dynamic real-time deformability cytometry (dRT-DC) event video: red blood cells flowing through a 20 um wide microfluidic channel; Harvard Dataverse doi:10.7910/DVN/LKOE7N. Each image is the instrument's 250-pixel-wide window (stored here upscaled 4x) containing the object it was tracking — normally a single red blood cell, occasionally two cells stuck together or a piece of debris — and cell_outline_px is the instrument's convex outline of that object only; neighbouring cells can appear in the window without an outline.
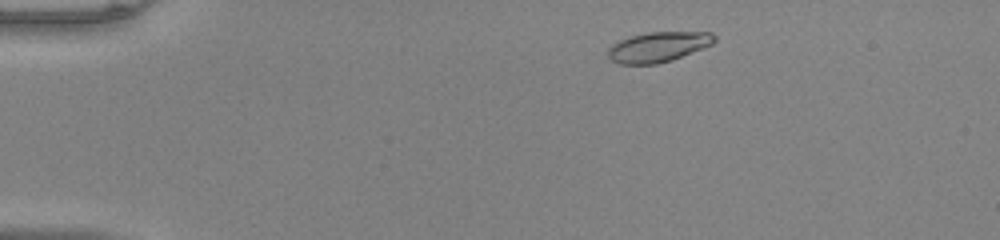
{"species": "common noctule bat (a hibernating species)", "species_latin": "Nyctalus noctula", "temperature_condition": "warm", "stored_images_in_passage": 46, "camera_frame_rate_fps": 3000, "um_per_image_px": 0.085, "animal": {"sex": "male", "body_mass_g": 20.0, "forearm_length_mm": 53.3}, "frame": {"image": 1, "passage_image": 4, "time_ms": 1.0, "image_size_px": [1000, 240], "cell_outline_px": [[716, 40], [712, 44], [672, 60], [656, 64], [620, 64], [612, 60], [608, 56], [608, 48], [612, 44], [620, 40], [632, 36], [648, 32], [712, 32], [716, 36]], "centroid_in_image_um": [55.95, 3.98], "position_along_channel_um": 29.0, "area_um2": 18.55}}
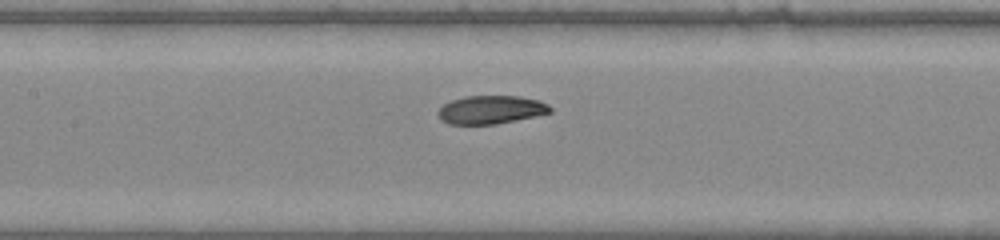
{"frame": {"image": 2, "passage_image": 20, "time_ms": 6.333, "image_size_px": [1000, 240], "cell_outline_px": [[552, 112], [536, 116], [496, 124], [448, 124], [440, 120], [436, 112], [444, 104], [452, 100], [464, 96], [520, 96], [540, 100], [548, 104], [552, 108]], "centroid_in_image_um": [41.73, 9.32], "position_along_channel_um": 165.7, "area_um2": 18.67}}
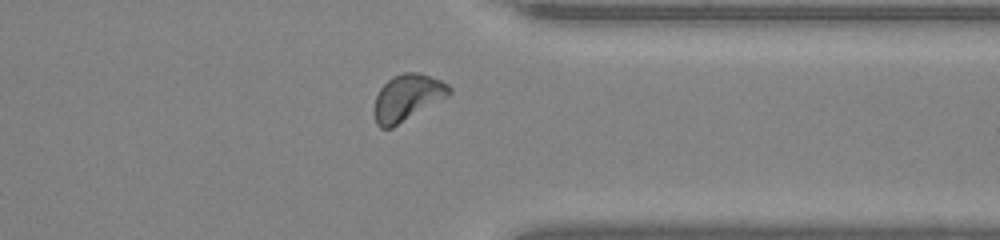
{"frame": {"image": 3, "passage_image": 36, "time_ms": 11.667, "image_size_px": [1000, 240], "cell_outline_px": [[452, 92], [448, 96], [392, 128], [380, 128], [376, 124], [372, 112], [372, 108], [376, 96], [380, 88], [392, 76], [404, 72], [420, 72], [440, 80], [448, 84], [452, 88]], "centroid_in_image_um": [34.59, 8.3], "position_along_channel_um": 376.8, "area_um2": 20.52}, "authors_computed_cell_mechanics": {"area_um2": 18.9584, "velocity_mm_per_s": 3.9995, "shape_relaxation_time_tau1_ms": 3.7916, "shape_relaxation_time_tau2_ms": 9.3043, "deformation_change_tau1": 0.1813, "deformation_change_tau2": 0.152}}